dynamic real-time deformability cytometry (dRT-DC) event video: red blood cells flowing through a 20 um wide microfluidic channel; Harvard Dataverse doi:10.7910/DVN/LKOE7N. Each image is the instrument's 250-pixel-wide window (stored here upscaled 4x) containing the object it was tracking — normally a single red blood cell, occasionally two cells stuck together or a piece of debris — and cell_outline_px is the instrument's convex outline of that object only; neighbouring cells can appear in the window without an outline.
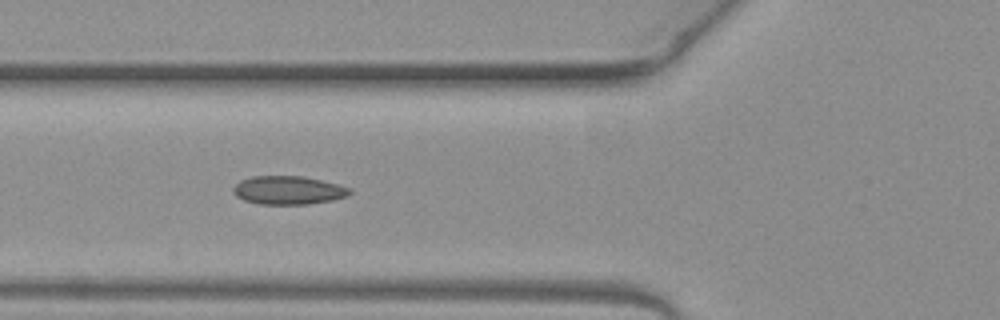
{"species": "common noctule bat (a hibernating species)", "species_latin": "Nyctalus noctula", "temperature_condition": "warm", "stored_images_in_passage": 6, "camera_frame_rate_fps": 3000, "um_per_image_px": 0.085, "animal": {"sex": "female", "body_mass_g": 19.3, "forearm_length_mm": 54.1}, "frame": {"image": 1, "passage_image": 3, "time_ms": 0.667, "image_size_px": [1000, 320], "cell_outline_px": [[352, 192], [348, 196], [332, 200], [308, 204], [260, 204], [244, 200], [236, 196], [232, 192], [232, 188], [240, 180], [252, 176], [304, 176], [352, 188]], "centroid_in_image_um": [24.5, 16.17], "position_along_channel_um": 101.3, "area_um2": 19.36}}
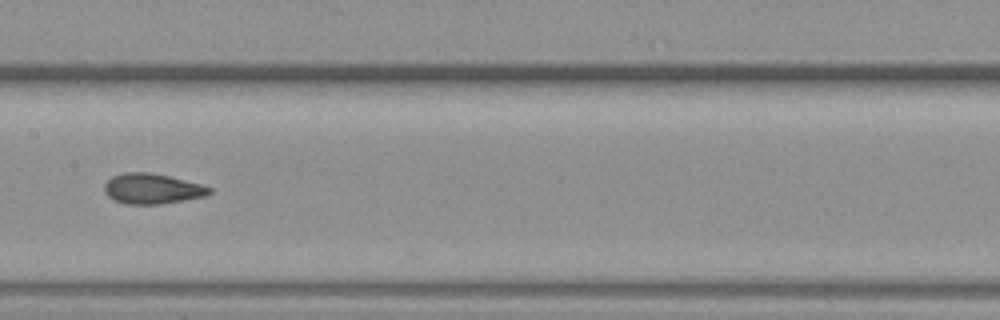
{"frame": {"image": 2, "passage_image": 5, "time_ms": 1.333, "image_size_px": [1000, 320], "cell_outline_px": [[212, 192], [204, 196], [160, 204], [124, 204], [108, 196], [104, 192], [104, 184], [112, 176], [124, 172], [152, 172], [200, 184], [212, 188]], "centroid_in_image_um": [12.9, 16.03], "position_along_channel_um": 194.5, "area_um2": 18.44}}
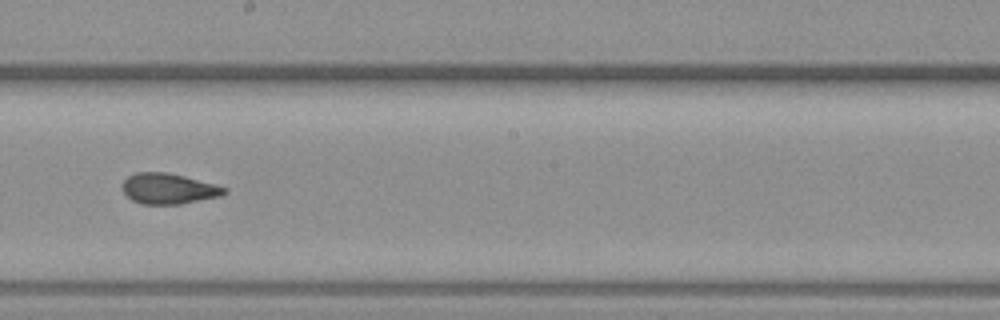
{"frame": {"image": 3, "passage_image": 6, "time_ms": 1.667, "image_size_px": [1000, 320], "cell_outline_px": [[228, 192], [220, 196], [180, 204], [140, 204], [132, 200], [120, 188], [124, 180], [128, 176], [136, 172], [168, 172], [216, 184], [228, 188]], "centroid_in_image_um": [14.32, 16.03], "position_along_channel_um": 233.9, "area_um2": 18.32}}